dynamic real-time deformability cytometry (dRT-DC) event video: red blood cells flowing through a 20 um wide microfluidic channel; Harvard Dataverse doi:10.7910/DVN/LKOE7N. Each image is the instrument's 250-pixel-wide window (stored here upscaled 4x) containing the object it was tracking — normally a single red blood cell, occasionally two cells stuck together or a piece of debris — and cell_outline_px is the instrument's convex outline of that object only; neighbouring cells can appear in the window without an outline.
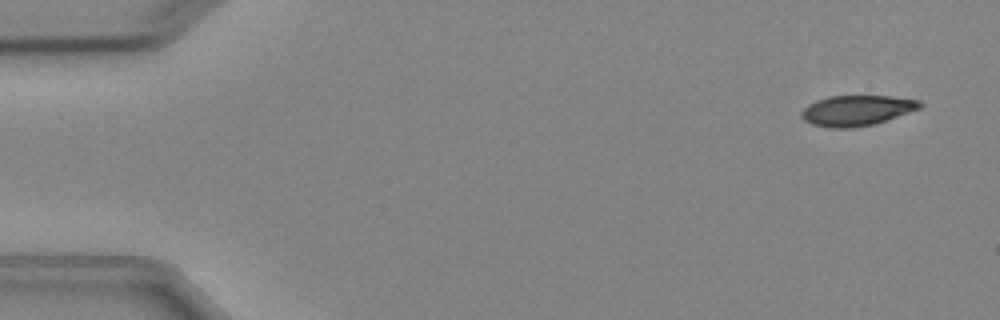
{"species": "Egyptian fruit bat (a non-hibernating species)", "species_latin": "Rousettus aegyptiacus", "temperature_condition": "cold", "stored_images_in_passage": 4, "camera_frame_rate_fps": 3000, "um_per_image_px": 0.085, "animal": {"sex": "female"}, "frame": {"image": 1, "passage_image": 1, "time_ms": 0.0, "image_size_px": [1000, 320], "cell_outline_px": [[924, 104], [920, 108], [876, 124], [852, 128], [828, 128], [812, 124], [804, 120], [800, 116], [800, 112], [808, 104], [816, 100], [828, 96], [892, 96], [920, 100]], "centroid_in_image_um": [72.81, 9.39], "position_along_channel_um": 12.2, "area_um2": 21.21}}